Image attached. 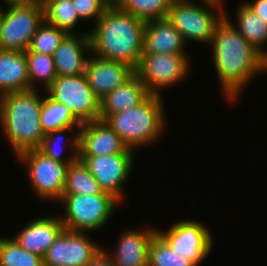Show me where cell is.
Here are the masks:
<instances>
[{"instance_id":"cell-14","label":"cell","mask_w":267,"mask_h":266,"mask_svg":"<svg viewBox=\"0 0 267 266\" xmlns=\"http://www.w3.org/2000/svg\"><path fill=\"white\" fill-rule=\"evenodd\" d=\"M133 153L120 136L104 121L84 123L78 132V156H102Z\"/></svg>"},{"instance_id":"cell-7","label":"cell","mask_w":267,"mask_h":266,"mask_svg":"<svg viewBox=\"0 0 267 266\" xmlns=\"http://www.w3.org/2000/svg\"><path fill=\"white\" fill-rule=\"evenodd\" d=\"M45 93L66 105L81 124L100 120V99L88 85L84 73L57 76Z\"/></svg>"},{"instance_id":"cell-34","label":"cell","mask_w":267,"mask_h":266,"mask_svg":"<svg viewBox=\"0 0 267 266\" xmlns=\"http://www.w3.org/2000/svg\"><path fill=\"white\" fill-rule=\"evenodd\" d=\"M86 266H115L108 255V251L102 248Z\"/></svg>"},{"instance_id":"cell-16","label":"cell","mask_w":267,"mask_h":266,"mask_svg":"<svg viewBox=\"0 0 267 266\" xmlns=\"http://www.w3.org/2000/svg\"><path fill=\"white\" fill-rule=\"evenodd\" d=\"M63 230L60 217H41L29 222L13 239L24 250L44 257Z\"/></svg>"},{"instance_id":"cell-19","label":"cell","mask_w":267,"mask_h":266,"mask_svg":"<svg viewBox=\"0 0 267 266\" xmlns=\"http://www.w3.org/2000/svg\"><path fill=\"white\" fill-rule=\"evenodd\" d=\"M181 33L167 19H156L145 23L143 53L187 54Z\"/></svg>"},{"instance_id":"cell-28","label":"cell","mask_w":267,"mask_h":266,"mask_svg":"<svg viewBox=\"0 0 267 266\" xmlns=\"http://www.w3.org/2000/svg\"><path fill=\"white\" fill-rule=\"evenodd\" d=\"M73 128L77 127H64L61 129H56L54 131L48 132L45 134L42 143L38 150L43 153L44 155L48 156L50 159L61 163H73L78 159V132L76 130V134L72 135L71 139V147L73 153L70 157H65V159L61 156V152L65 150L63 145L65 146L66 143H62L59 146L60 140H65L67 136H65L64 132L67 134V130H72ZM59 148V149H58Z\"/></svg>"},{"instance_id":"cell-33","label":"cell","mask_w":267,"mask_h":266,"mask_svg":"<svg viewBox=\"0 0 267 266\" xmlns=\"http://www.w3.org/2000/svg\"><path fill=\"white\" fill-rule=\"evenodd\" d=\"M244 4L267 23V0L246 1Z\"/></svg>"},{"instance_id":"cell-21","label":"cell","mask_w":267,"mask_h":266,"mask_svg":"<svg viewBox=\"0 0 267 266\" xmlns=\"http://www.w3.org/2000/svg\"><path fill=\"white\" fill-rule=\"evenodd\" d=\"M30 90L25 52L0 50V96Z\"/></svg>"},{"instance_id":"cell-18","label":"cell","mask_w":267,"mask_h":266,"mask_svg":"<svg viewBox=\"0 0 267 266\" xmlns=\"http://www.w3.org/2000/svg\"><path fill=\"white\" fill-rule=\"evenodd\" d=\"M139 230L125 231L119 239L116 253H108L115 266H148L150 243L158 230L150 227Z\"/></svg>"},{"instance_id":"cell-25","label":"cell","mask_w":267,"mask_h":266,"mask_svg":"<svg viewBox=\"0 0 267 266\" xmlns=\"http://www.w3.org/2000/svg\"><path fill=\"white\" fill-rule=\"evenodd\" d=\"M44 6V20L67 34H73L72 29L78 23L79 16L73 7L72 0H41Z\"/></svg>"},{"instance_id":"cell-20","label":"cell","mask_w":267,"mask_h":266,"mask_svg":"<svg viewBox=\"0 0 267 266\" xmlns=\"http://www.w3.org/2000/svg\"><path fill=\"white\" fill-rule=\"evenodd\" d=\"M150 93L140 77L134 73L121 86L117 87L100 100V120L141 104Z\"/></svg>"},{"instance_id":"cell-8","label":"cell","mask_w":267,"mask_h":266,"mask_svg":"<svg viewBox=\"0 0 267 266\" xmlns=\"http://www.w3.org/2000/svg\"><path fill=\"white\" fill-rule=\"evenodd\" d=\"M188 54L143 53L135 73L150 94H160V89L171 87L190 71Z\"/></svg>"},{"instance_id":"cell-6","label":"cell","mask_w":267,"mask_h":266,"mask_svg":"<svg viewBox=\"0 0 267 266\" xmlns=\"http://www.w3.org/2000/svg\"><path fill=\"white\" fill-rule=\"evenodd\" d=\"M60 201L65 211L60 217L64 229L80 232H91L103 227L120 203L106 192L97 195H63Z\"/></svg>"},{"instance_id":"cell-9","label":"cell","mask_w":267,"mask_h":266,"mask_svg":"<svg viewBox=\"0 0 267 266\" xmlns=\"http://www.w3.org/2000/svg\"><path fill=\"white\" fill-rule=\"evenodd\" d=\"M26 165L32 190L41 200H60L63 197L66 173L71 163L50 159L38 149L28 150L17 156Z\"/></svg>"},{"instance_id":"cell-24","label":"cell","mask_w":267,"mask_h":266,"mask_svg":"<svg viewBox=\"0 0 267 266\" xmlns=\"http://www.w3.org/2000/svg\"><path fill=\"white\" fill-rule=\"evenodd\" d=\"M46 95L45 98L43 97L40 114L41 125L45 134L64 127H81L82 124L73 116L66 105L53 100L47 93Z\"/></svg>"},{"instance_id":"cell-15","label":"cell","mask_w":267,"mask_h":266,"mask_svg":"<svg viewBox=\"0 0 267 266\" xmlns=\"http://www.w3.org/2000/svg\"><path fill=\"white\" fill-rule=\"evenodd\" d=\"M134 73L135 70L126 63L98 56L88 57L84 70L88 85L100 100L123 85Z\"/></svg>"},{"instance_id":"cell-22","label":"cell","mask_w":267,"mask_h":266,"mask_svg":"<svg viewBox=\"0 0 267 266\" xmlns=\"http://www.w3.org/2000/svg\"><path fill=\"white\" fill-rule=\"evenodd\" d=\"M237 24L234 27L240 34L267 59V23L259 15L250 10L244 3L239 5L236 13Z\"/></svg>"},{"instance_id":"cell-2","label":"cell","mask_w":267,"mask_h":266,"mask_svg":"<svg viewBox=\"0 0 267 266\" xmlns=\"http://www.w3.org/2000/svg\"><path fill=\"white\" fill-rule=\"evenodd\" d=\"M145 23L111 3L89 32L91 54L136 70L143 54Z\"/></svg>"},{"instance_id":"cell-36","label":"cell","mask_w":267,"mask_h":266,"mask_svg":"<svg viewBox=\"0 0 267 266\" xmlns=\"http://www.w3.org/2000/svg\"><path fill=\"white\" fill-rule=\"evenodd\" d=\"M2 16H3V9L0 8V22H1Z\"/></svg>"},{"instance_id":"cell-23","label":"cell","mask_w":267,"mask_h":266,"mask_svg":"<svg viewBox=\"0 0 267 266\" xmlns=\"http://www.w3.org/2000/svg\"><path fill=\"white\" fill-rule=\"evenodd\" d=\"M102 193L103 190L96 178L90 173L80 159H77L69 165L66 173L63 195H97Z\"/></svg>"},{"instance_id":"cell-17","label":"cell","mask_w":267,"mask_h":266,"mask_svg":"<svg viewBox=\"0 0 267 266\" xmlns=\"http://www.w3.org/2000/svg\"><path fill=\"white\" fill-rule=\"evenodd\" d=\"M67 34L53 54L57 76H75L84 73L90 52L89 33L84 35Z\"/></svg>"},{"instance_id":"cell-10","label":"cell","mask_w":267,"mask_h":266,"mask_svg":"<svg viewBox=\"0 0 267 266\" xmlns=\"http://www.w3.org/2000/svg\"><path fill=\"white\" fill-rule=\"evenodd\" d=\"M43 21L44 6L41 2L3 9L0 22V50L25 52Z\"/></svg>"},{"instance_id":"cell-27","label":"cell","mask_w":267,"mask_h":266,"mask_svg":"<svg viewBox=\"0 0 267 266\" xmlns=\"http://www.w3.org/2000/svg\"><path fill=\"white\" fill-rule=\"evenodd\" d=\"M172 0H116L123 11L148 22L167 17Z\"/></svg>"},{"instance_id":"cell-5","label":"cell","mask_w":267,"mask_h":266,"mask_svg":"<svg viewBox=\"0 0 267 266\" xmlns=\"http://www.w3.org/2000/svg\"><path fill=\"white\" fill-rule=\"evenodd\" d=\"M222 1L201 0L204 5L202 7L193 0H172L167 19L181 33L185 42L192 40L210 44L216 25L225 16ZM214 11H217L218 14H215Z\"/></svg>"},{"instance_id":"cell-3","label":"cell","mask_w":267,"mask_h":266,"mask_svg":"<svg viewBox=\"0 0 267 266\" xmlns=\"http://www.w3.org/2000/svg\"><path fill=\"white\" fill-rule=\"evenodd\" d=\"M37 89L0 96V125L16 157L38 149L45 136L41 125L43 98Z\"/></svg>"},{"instance_id":"cell-32","label":"cell","mask_w":267,"mask_h":266,"mask_svg":"<svg viewBox=\"0 0 267 266\" xmlns=\"http://www.w3.org/2000/svg\"><path fill=\"white\" fill-rule=\"evenodd\" d=\"M72 3L80 19L93 18L96 23L112 2L110 0H72Z\"/></svg>"},{"instance_id":"cell-31","label":"cell","mask_w":267,"mask_h":266,"mask_svg":"<svg viewBox=\"0 0 267 266\" xmlns=\"http://www.w3.org/2000/svg\"><path fill=\"white\" fill-rule=\"evenodd\" d=\"M67 33L45 20L38 26L29 49L37 53L53 56L55 50Z\"/></svg>"},{"instance_id":"cell-4","label":"cell","mask_w":267,"mask_h":266,"mask_svg":"<svg viewBox=\"0 0 267 266\" xmlns=\"http://www.w3.org/2000/svg\"><path fill=\"white\" fill-rule=\"evenodd\" d=\"M161 96L150 94L138 106L108 115L103 120L129 149L135 150L137 147L150 145L161 137L166 125Z\"/></svg>"},{"instance_id":"cell-29","label":"cell","mask_w":267,"mask_h":266,"mask_svg":"<svg viewBox=\"0 0 267 266\" xmlns=\"http://www.w3.org/2000/svg\"><path fill=\"white\" fill-rule=\"evenodd\" d=\"M148 266H196L181 253L173 252L170 244L157 232L150 243Z\"/></svg>"},{"instance_id":"cell-26","label":"cell","mask_w":267,"mask_h":266,"mask_svg":"<svg viewBox=\"0 0 267 266\" xmlns=\"http://www.w3.org/2000/svg\"><path fill=\"white\" fill-rule=\"evenodd\" d=\"M27 58L30 90L37 89L36 83L42 82L47 90L57 77L53 56L31 51H25Z\"/></svg>"},{"instance_id":"cell-1","label":"cell","mask_w":267,"mask_h":266,"mask_svg":"<svg viewBox=\"0 0 267 266\" xmlns=\"http://www.w3.org/2000/svg\"><path fill=\"white\" fill-rule=\"evenodd\" d=\"M226 14L216 25L210 44L222 92L232 102L252 77L267 71V59L248 43Z\"/></svg>"},{"instance_id":"cell-12","label":"cell","mask_w":267,"mask_h":266,"mask_svg":"<svg viewBox=\"0 0 267 266\" xmlns=\"http://www.w3.org/2000/svg\"><path fill=\"white\" fill-rule=\"evenodd\" d=\"M86 234L64 229L44 255V266H86L103 248Z\"/></svg>"},{"instance_id":"cell-30","label":"cell","mask_w":267,"mask_h":266,"mask_svg":"<svg viewBox=\"0 0 267 266\" xmlns=\"http://www.w3.org/2000/svg\"><path fill=\"white\" fill-rule=\"evenodd\" d=\"M0 266H44L43 257L32 254L12 238L0 237Z\"/></svg>"},{"instance_id":"cell-13","label":"cell","mask_w":267,"mask_h":266,"mask_svg":"<svg viewBox=\"0 0 267 266\" xmlns=\"http://www.w3.org/2000/svg\"><path fill=\"white\" fill-rule=\"evenodd\" d=\"M158 233L170 244L173 252L182 254L198 266L211 251L213 239L209 230L196 221H180L168 231Z\"/></svg>"},{"instance_id":"cell-11","label":"cell","mask_w":267,"mask_h":266,"mask_svg":"<svg viewBox=\"0 0 267 266\" xmlns=\"http://www.w3.org/2000/svg\"><path fill=\"white\" fill-rule=\"evenodd\" d=\"M134 153H116L102 156H78L96 178L103 192L119 202L123 199V184L134 167Z\"/></svg>"},{"instance_id":"cell-35","label":"cell","mask_w":267,"mask_h":266,"mask_svg":"<svg viewBox=\"0 0 267 266\" xmlns=\"http://www.w3.org/2000/svg\"><path fill=\"white\" fill-rule=\"evenodd\" d=\"M7 4V7H21L29 6L32 4L40 3L41 0H3Z\"/></svg>"}]
</instances>
